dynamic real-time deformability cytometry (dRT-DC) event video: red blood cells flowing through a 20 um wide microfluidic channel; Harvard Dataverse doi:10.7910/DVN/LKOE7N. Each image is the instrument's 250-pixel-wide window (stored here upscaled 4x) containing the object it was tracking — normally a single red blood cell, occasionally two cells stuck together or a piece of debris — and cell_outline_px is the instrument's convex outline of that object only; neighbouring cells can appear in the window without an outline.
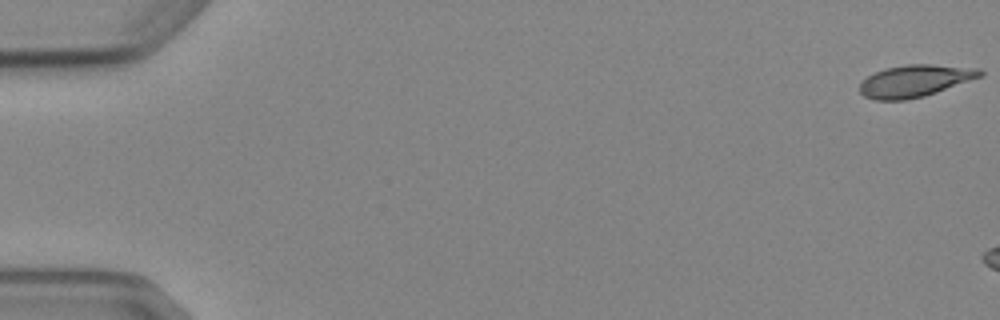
{"species": "Egyptian fruit bat (a non-hibernating species)", "species_latin": "Rousettus aegyptiacus", "temperature_condition": "cold", "stored_images_in_passage": 7, "camera_frame_rate_fps": 3000, "um_per_image_px": 0.085, "animal": {"sex": "female"}, "frame": {"image": 1, "passage_image": 1, "time_ms": 0.0, "image_size_px": [1000, 320], "cell_outline_px": [[984, 72], [980, 76], [936, 92], [924, 96], [904, 100], [876, 100], [864, 96], [860, 92], [860, 80], [884, 68], [908, 64], [932, 64], [980, 68]], "centroid_in_image_um": [77.73, 6.86], "position_along_channel_um": 7.3, "area_um2": 22.31}}
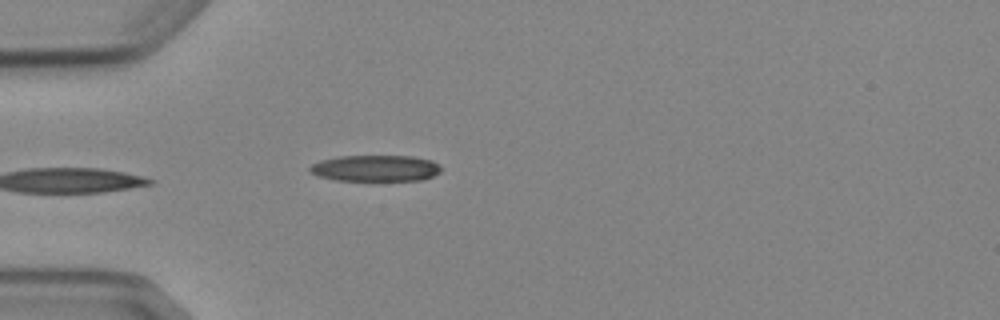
{"frame": {"image": 2, "passage_image": 7, "time_ms": 8.0, "image_size_px": [1000, 320], "cell_outline_px": [[440, 172], [424, 180], [336, 180], [320, 176], [312, 172], [308, 168], [312, 164], [320, 160], [340, 156], [412, 156], [432, 160], [440, 164]], "centroid_in_image_um": [31.95, 14.29], "position_along_channel_um": 53.0, "area_um2": 20.0}}